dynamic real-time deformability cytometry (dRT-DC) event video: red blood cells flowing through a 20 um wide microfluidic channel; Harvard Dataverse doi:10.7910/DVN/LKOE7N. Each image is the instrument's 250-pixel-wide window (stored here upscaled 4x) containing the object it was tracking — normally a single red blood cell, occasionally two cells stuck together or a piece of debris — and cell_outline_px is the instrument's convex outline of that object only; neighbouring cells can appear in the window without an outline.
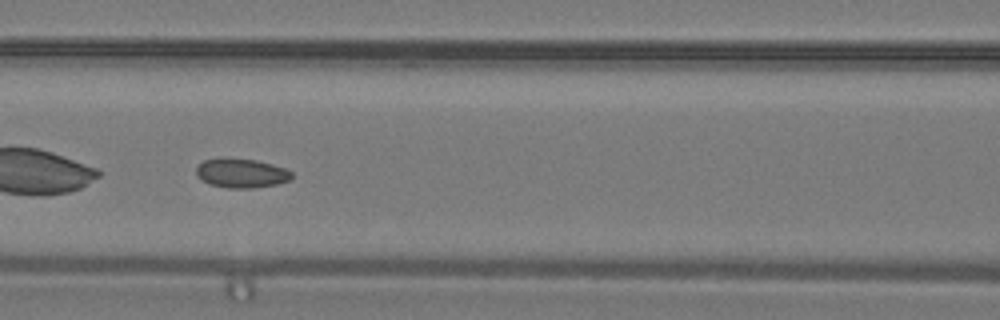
{"species": "common noctule bat (a hibernating species)", "species_latin": "Nyctalus noctula", "temperature_condition": "warm", "stored_images_in_passage": 50, "camera_frame_rate_fps": 3000, "um_per_image_px": 0.085, "animal": {"sex": "male", "body_mass_g": 19.2, "forearm_length_mm": 51.8}, "frame": {"image": 1, "passage_image": 22, "time_ms": 7.0, "image_size_px": [1000, 320], "cell_outline_px": [[292, 176], [288, 180], [276, 184], [252, 188], [228, 188], [212, 184], [200, 180], [196, 176], [196, 168], [204, 160], [256, 160], [272, 164], [284, 168], [292, 172]], "centroid_in_image_um": [20.52, 14.75], "position_along_channel_um": 146.1, "area_um2": 15.66}}
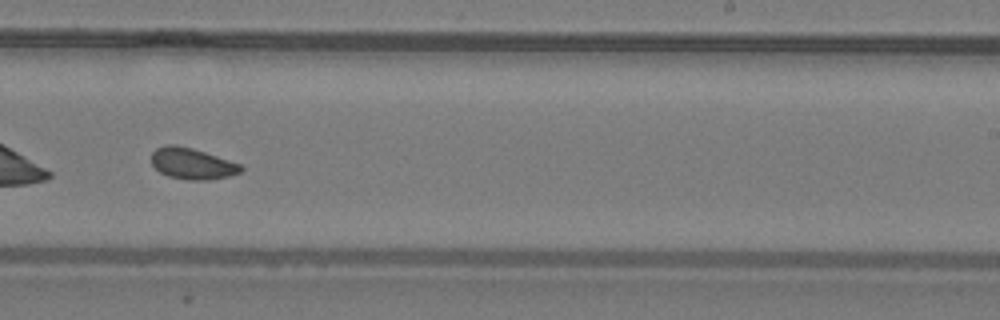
{"frame": {"image": 2, "passage_image": 31, "time_ms": 10.0, "image_size_px": [1000, 320], "cell_outline_px": [[244, 168], [240, 172], [228, 176], [208, 180], [188, 180], [168, 176], [160, 172], [152, 164], [152, 152], [156, 148], [168, 144], [176, 144], [192, 148], [240, 164]], "centroid_in_image_um": [16.31, 13.9], "position_along_channel_um": 272.7, "area_um2": 16.13}}
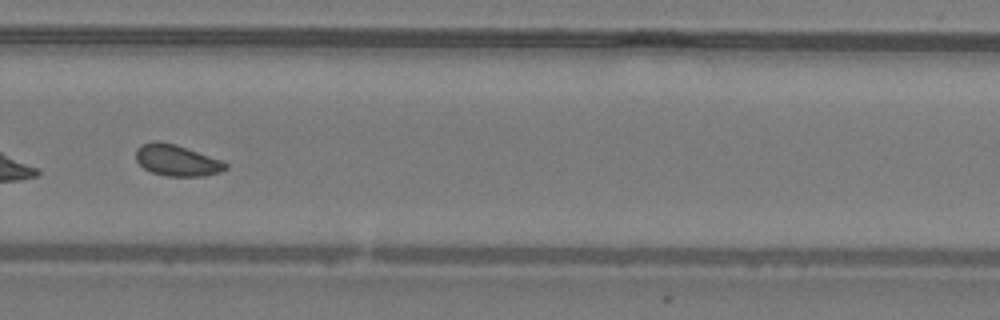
{"frame": {"image": 3, "passage_image": 34, "time_ms": 11.0, "image_size_px": [1000, 320], "cell_outline_px": [[228, 168], [220, 172], [204, 176], [168, 176], [152, 172], [144, 168], [136, 160], [136, 148], [140, 144], [152, 140], [156, 140], [176, 144], [220, 160], [228, 164]], "centroid_in_image_um": [15.0, 13.61], "position_along_channel_um": 314.8, "area_um2": 16.36}, "authors_computed_cell_mechanics": {"area_um2": 16.2707, "velocity_mm_per_s": 4.2483, "shape_relaxation_time_tau1_ms": 8.7188, "shape_relaxation_time_tau2_ms": 3.2374, "deformation_change_tau1": 0.0751, "deformation_change_tau2": 0.0763}}